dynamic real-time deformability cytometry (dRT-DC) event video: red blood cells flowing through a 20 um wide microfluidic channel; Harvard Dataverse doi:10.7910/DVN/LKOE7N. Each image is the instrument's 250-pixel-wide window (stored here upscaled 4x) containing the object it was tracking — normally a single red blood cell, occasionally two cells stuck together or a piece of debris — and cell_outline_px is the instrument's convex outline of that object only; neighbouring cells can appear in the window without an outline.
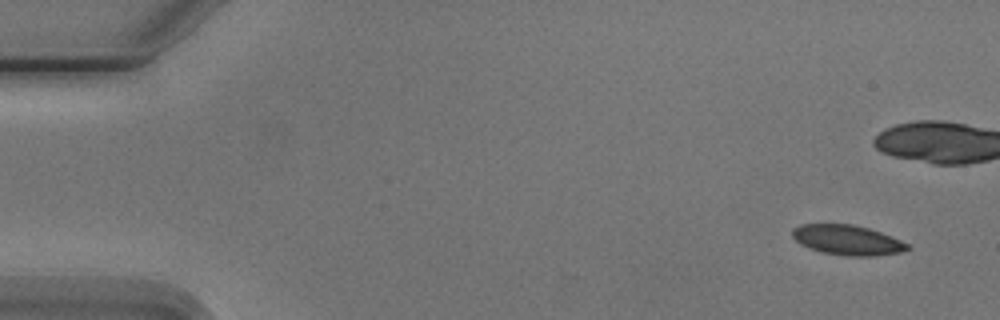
{"species": "Egyptian fruit bat (a non-hibernating species)", "species_latin": "Rousettus aegyptiacus", "temperature_condition": "cold", "stored_images_in_passage": 3, "camera_frame_rate_fps": 3000, "um_per_image_px": 0.085, "animal": {"sex": "male"}, "frame": {"image": 1, "passage_image": 3, "time_ms": 2.333, "image_size_px": [1000, 320], "cell_outline_px": [[912, 248], [900, 252], [872, 256], [848, 256], [820, 252], [808, 248], [800, 244], [792, 236], [792, 228], [800, 224], [852, 224], [868, 228], [892, 236], [908, 244]], "centroid_in_image_um": [72.0, 20.4], "position_along_channel_um": 13.0, "area_um2": 20.17}}